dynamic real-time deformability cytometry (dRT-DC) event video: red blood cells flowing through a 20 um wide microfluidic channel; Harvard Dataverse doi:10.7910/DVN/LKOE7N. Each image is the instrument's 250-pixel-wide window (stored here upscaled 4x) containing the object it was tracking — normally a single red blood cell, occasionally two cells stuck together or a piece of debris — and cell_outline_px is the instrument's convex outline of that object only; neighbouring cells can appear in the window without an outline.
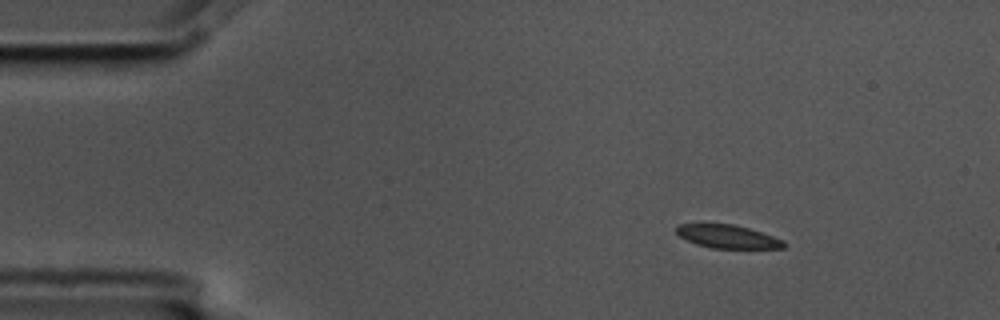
{"species": "common noctule bat (a hibernating species)", "species_latin": "Nyctalus noctula", "temperature_condition": "cold", "stored_images_in_passage": 3, "camera_frame_rate_fps": 3000, "um_per_image_px": 0.085, "animal": {"sex": "male", "body_mass_g": 17.5, "forearm_length_mm": 52.3}, "frame": {"image": 1, "passage_image": 1, "time_ms": 0.0, "image_size_px": [1000, 320], "cell_outline_px": [[788, 244], [784, 248], [712, 248], [696, 244], [680, 236], [676, 232], [676, 228], [680, 224], [700, 220], [704, 220], [732, 224], [748, 228], [784, 240]], "centroid_in_image_um": [61.77, 20.05], "position_along_channel_um": 23.2, "area_um2": 15.2}}